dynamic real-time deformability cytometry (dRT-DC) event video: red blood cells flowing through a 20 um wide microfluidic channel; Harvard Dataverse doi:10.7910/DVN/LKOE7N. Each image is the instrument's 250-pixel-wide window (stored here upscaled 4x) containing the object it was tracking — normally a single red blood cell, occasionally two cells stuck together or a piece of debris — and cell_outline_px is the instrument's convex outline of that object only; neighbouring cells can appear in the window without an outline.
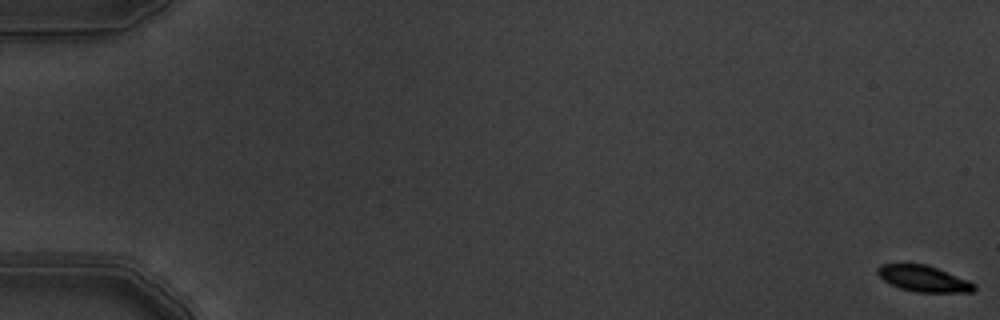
{"species": "common noctule bat (a hibernating species)", "species_latin": "Nyctalus noctula", "temperature_condition": "warm", "stored_images_in_passage": 6, "camera_frame_rate_fps": 3000, "um_per_image_px": 0.085, "animal": {"sex": "male", "body_mass_g": 19.5, "forearm_length_mm": 54.6}, "frame": {"image": 1, "passage_image": 1, "time_ms": 0.0, "image_size_px": [1000, 320], "cell_outline_px": [[976, 288], [972, 292], [916, 292], [900, 288], [884, 280], [876, 272], [876, 268], [880, 264], [924, 264], [936, 268], [968, 280], [976, 284]], "centroid_in_image_um": [78.5, 23.69], "position_along_channel_um": 6.5, "area_um2": 14.51}}
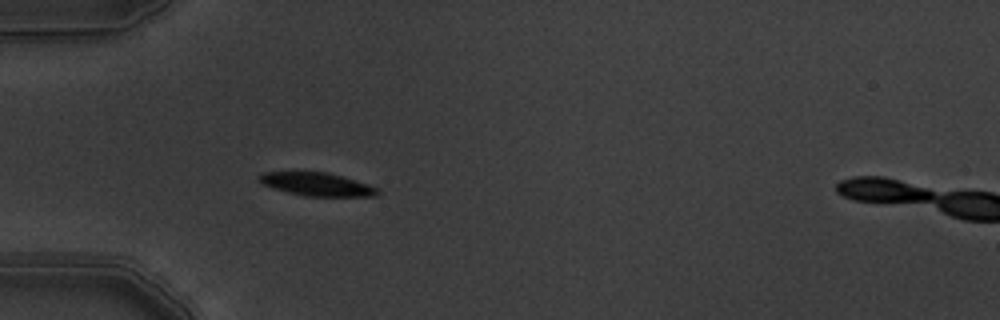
{"frame": {"image": 2, "passage_image": 5, "time_ms": 1.333, "image_size_px": [1000, 320], "cell_outline_px": [[380, 192], [376, 196], [304, 196], [272, 188], [256, 180], [256, 176], [260, 172], [296, 168], [328, 172], [376, 188]], "centroid_in_image_um": [26.72, 15.59], "position_along_channel_um": 58.3, "area_um2": 16.76}}